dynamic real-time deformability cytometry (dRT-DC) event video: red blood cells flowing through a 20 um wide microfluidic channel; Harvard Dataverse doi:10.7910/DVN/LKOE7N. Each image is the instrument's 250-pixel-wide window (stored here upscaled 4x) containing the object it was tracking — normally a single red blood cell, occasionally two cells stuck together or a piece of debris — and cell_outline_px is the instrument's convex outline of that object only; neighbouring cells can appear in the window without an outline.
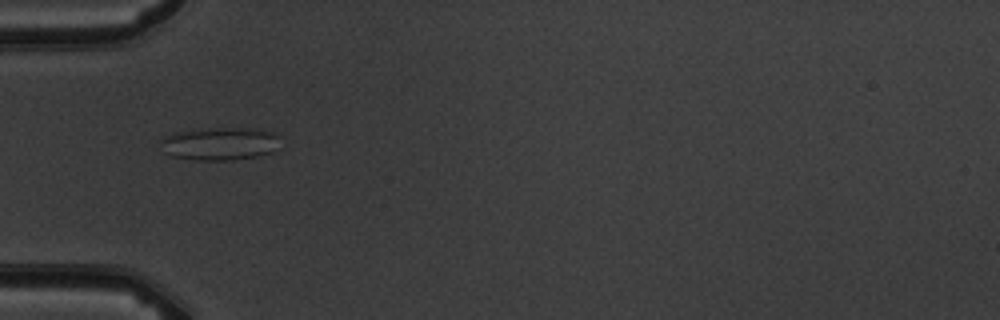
{"species": "common noctule bat (a hibernating species)", "species_latin": "Nyctalus noctula", "temperature_condition": "warm", "stored_images_in_passage": 8, "camera_frame_rate_fps": 3000, "um_per_image_px": 0.085, "animal": {"sex": "male", "body_mass_g": 19.5, "forearm_length_mm": 54.6}, "frame": {"image": 1, "passage_image": 6, "time_ms": 5.667, "image_size_px": [1000, 320], "cell_outline_px": [[276, 148], [272, 152], [256, 156], [232, 160], [196, 160], [172, 156], [164, 152], [160, 140], [172, 132], [208, 128], [252, 128], [276, 132]], "centroid_in_image_um": [18.65, 12.2], "position_along_channel_um": 66.4, "area_um2": 22.83}}
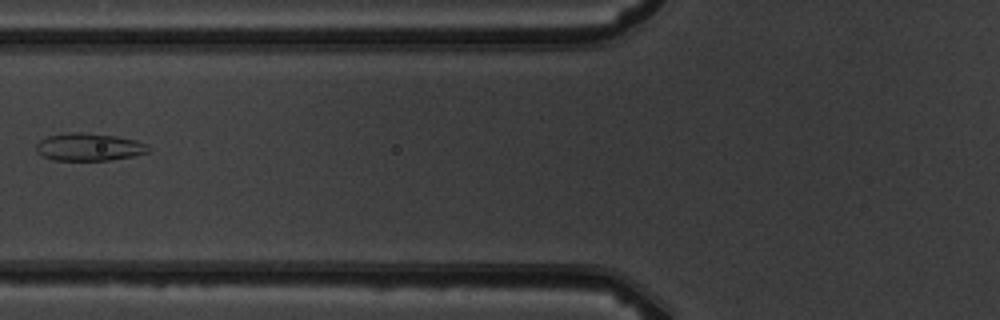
{"frame": {"image": 2, "passage_image": 7, "time_ms": 7.0, "image_size_px": [1000, 320], "cell_outline_px": [[148, 152], [132, 156], [108, 160], [52, 160], [36, 152], [36, 144], [40, 140], [48, 136], [72, 132], [76, 132], [116, 136], [136, 140], [148, 144]], "centroid_in_image_um": [7.55, 12.5], "position_along_channel_um": 118.3, "area_um2": 17.86}}
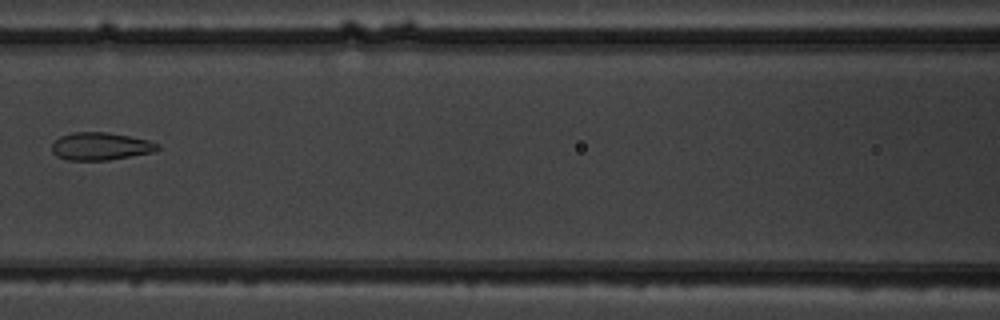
{"frame": {"image": 3, "passage_image": 8, "time_ms": 8.0, "image_size_px": [1000, 320], "cell_outline_px": [[160, 148], [152, 152], [108, 160], [68, 160], [56, 156], [52, 152], [52, 144], [60, 136], [72, 132], [108, 132], [148, 140], [160, 144]], "centroid_in_image_um": [8.53, 12.43], "position_along_channel_um": 158.1, "area_um2": 16.99}}